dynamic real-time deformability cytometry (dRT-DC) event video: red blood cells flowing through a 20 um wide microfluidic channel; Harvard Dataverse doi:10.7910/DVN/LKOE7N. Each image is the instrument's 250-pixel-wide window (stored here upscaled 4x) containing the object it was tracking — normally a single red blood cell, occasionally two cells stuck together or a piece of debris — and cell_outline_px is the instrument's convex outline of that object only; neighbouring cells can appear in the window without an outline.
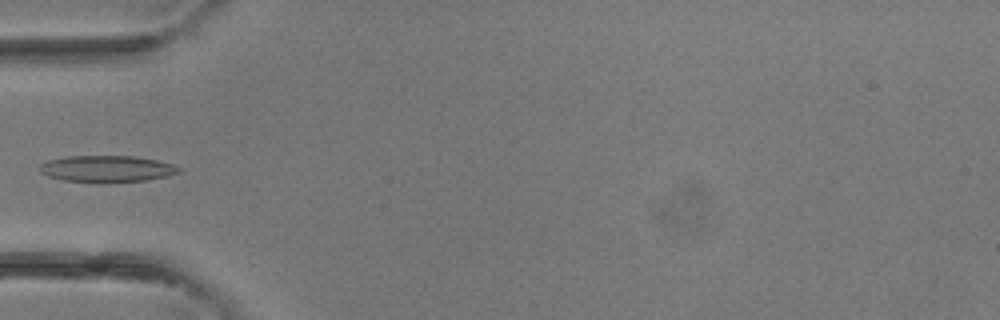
{"species": "common noctule bat (a hibernating species)", "species_latin": "Nyctalus noctula", "temperature_condition": "room temperature", "stored_images_in_passage": 3, "camera_frame_rate_fps": 3000, "um_per_image_px": 0.085, "animal": {"sex": "female"}, "frame": {"image": 1, "passage_image": 3, "time_ms": 0.667, "image_size_px": [1000, 320], "cell_outline_px": [[184, 168], [180, 172], [168, 176], [148, 180], [64, 180], [48, 176], [40, 172], [40, 164], [48, 160], [64, 156], [132, 156], [156, 160], [172, 164]], "centroid_in_image_um": [9.11, 14.31], "position_along_channel_um": 75.9, "area_um2": 20.81}}